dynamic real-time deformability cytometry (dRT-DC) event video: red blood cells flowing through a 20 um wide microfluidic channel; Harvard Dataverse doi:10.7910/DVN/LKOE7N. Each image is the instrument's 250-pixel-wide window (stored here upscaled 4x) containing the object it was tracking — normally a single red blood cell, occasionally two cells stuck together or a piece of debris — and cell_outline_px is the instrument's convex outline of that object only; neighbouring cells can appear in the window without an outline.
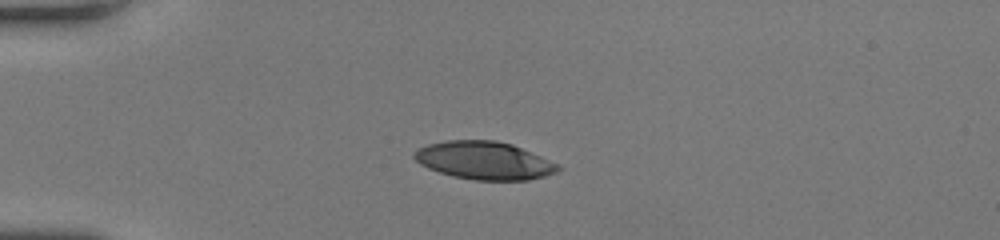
{"species": "human", "species_latin": "Homo sapiens", "temperature_condition": "room temperature", "stored_images_in_passage": 37, "camera_frame_rate_fps": 3000, "um_per_image_px": 0.085, "donor": {"sex": "female"}, "frame": {"image": 1, "passage_image": 1, "time_ms": 0.0, "image_size_px": [1000, 240], "cell_outline_px": [[560, 168], [556, 172], [544, 176], [528, 180], [476, 180], [452, 176], [428, 168], [420, 164], [412, 156], [412, 152], [416, 148], [428, 144], [444, 140], [496, 140], [512, 144], [560, 164]], "centroid_in_image_um": [41.13, 13.63], "position_along_channel_um": 43.9, "area_um2": 31.91}}
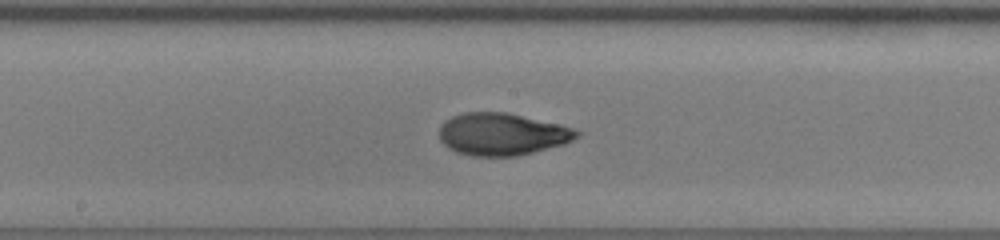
{"frame": {"image": 2, "passage_image": 15, "time_ms": 4.667, "image_size_px": [1000, 240], "cell_outline_px": [[580, 136], [564, 144], [516, 156], [472, 156], [456, 152], [448, 148], [440, 140], [440, 124], [444, 120], [452, 116], [464, 112], [504, 112], [560, 124], [572, 128], [580, 132]], "centroid_in_image_um": [42.65, 11.4], "position_along_channel_um": 205.6, "area_um2": 33.81}}
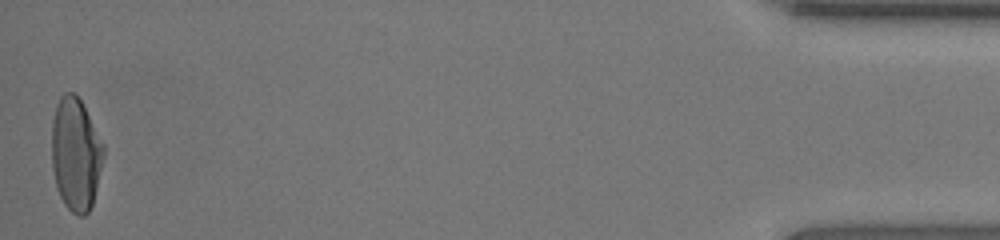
{"frame": {"image": 3, "passage_image": 37, "time_ms": 12.0, "image_size_px": [1000, 240], "cell_outline_px": [[104, 156], [92, 204], [88, 212], [84, 216], [80, 216], [72, 212], [64, 204], [56, 188], [52, 168], [52, 120], [56, 104], [60, 96], [64, 92], [76, 92], [104, 144]], "centroid_in_image_um": [6.42, 13.08], "position_along_channel_um": 428.8, "area_um2": 34.22}, "authors_computed_cell_mechanics": {"area_um2": 33.4662, "velocity_mm_per_s": 4.2388, "shape_relaxation_time_tau1_ms": 5.2747, "shape_relaxation_time_tau2_ms": 1.0641, "deformation_change_tau1": 0.2461, "deformation_change_tau2": 0.0626}}